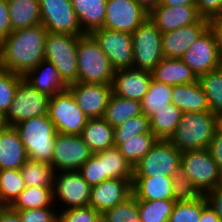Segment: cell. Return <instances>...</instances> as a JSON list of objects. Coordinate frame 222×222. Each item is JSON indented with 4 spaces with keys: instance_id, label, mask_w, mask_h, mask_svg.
<instances>
[{
    "instance_id": "cell-1",
    "label": "cell",
    "mask_w": 222,
    "mask_h": 222,
    "mask_svg": "<svg viewBox=\"0 0 222 222\" xmlns=\"http://www.w3.org/2000/svg\"><path fill=\"white\" fill-rule=\"evenodd\" d=\"M47 34L42 24L12 31L0 42V68L24 77L44 60Z\"/></svg>"
},
{
    "instance_id": "cell-2",
    "label": "cell",
    "mask_w": 222,
    "mask_h": 222,
    "mask_svg": "<svg viewBox=\"0 0 222 222\" xmlns=\"http://www.w3.org/2000/svg\"><path fill=\"white\" fill-rule=\"evenodd\" d=\"M217 116L211 112L183 113L169 141L179 151L207 149L216 133Z\"/></svg>"
},
{
    "instance_id": "cell-3",
    "label": "cell",
    "mask_w": 222,
    "mask_h": 222,
    "mask_svg": "<svg viewBox=\"0 0 222 222\" xmlns=\"http://www.w3.org/2000/svg\"><path fill=\"white\" fill-rule=\"evenodd\" d=\"M26 148L28 159L51 164L57 130L48 115L24 120L14 126Z\"/></svg>"
},
{
    "instance_id": "cell-4",
    "label": "cell",
    "mask_w": 222,
    "mask_h": 222,
    "mask_svg": "<svg viewBox=\"0 0 222 222\" xmlns=\"http://www.w3.org/2000/svg\"><path fill=\"white\" fill-rule=\"evenodd\" d=\"M78 82L111 85L115 69L91 34L81 35L77 46Z\"/></svg>"
},
{
    "instance_id": "cell-5",
    "label": "cell",
    "mask_w": 222,
    "mask_h": 222,
    "mask_svg": "<svg viewBox=\"0 0 222 222\" xmlns=\"http://www.w3.org/2000/svg\"><path fill=\"white\" fill-rule=\"evenodd\" d=\"M79 37L48 32L45 39L44 59L53 63L68 84L78 82L77 46Z\"/></svg>"
},
{
    "instance_id": "cell-6",
    "label": "cell",
    "mask_w": 222,
    "mask_h": 222,
    "mask_svg": "<svg viewBox=\"0 0 222 222\" xmlns=\"http://www.w3.org/2000/svg\"><path fill=\"white\" fill-rule=\"evenodd\" d=\"M50 96L34 89L24 78L17 86L13 101L4 114V121L7 126H15L18 123L48 115Z\"/></svg>"
},
{
    "instance_id": "cell-7",
    "label": "cell",
    "mask_w": 222,
    "mask_h": 222,
    "mask_svg": "<svg viewBox=\"0 0 222 222\" xmlns=\"http://www.w3.org/2000/svg\"><path fill=\"white\" fill-rule=\"evenodd\" d=\"M133 67L152 71L164 58L162 33L149 17L132 33Z\"/></svg>"
},
{
    "instance_id": "cell-8",
    "label": "cell",
    "mask_w": 222,
    "mask_h": 222,
    "mask_svg": "<svg viewBox=\"0 0 222 222\" xmlns=\"http://www.w3.org/2000/svg\"><path fill=\"white\" fill-rule=\"evenodd\" d=\"M182 152L169 140H158L133 167V177L169 176L180 167Z\"/></svg>"
},
{
    "instance_id": "cell-9",
    "label": "cell",
    "mask_w": 222,
    "mask_h": 222,
    "mask_svg": "<svg viewBox=\"0 0 222 222\" xmlns=\"http://www.w3.org/2000/svg\"><path fill=\"white\" fill-rule=\"evenodd\" d=\"M180 165L202 195L217 187L221 171L208 148L183 151Z\"/></svg>"
},
{
    "instance_id": "cell-10",
    "label": "cell",
    "mask_w": 222,
    "mask_h": 222,
    "mask_svg": "<svg viewBox=\"0 0 222 222\" xmlns=\"http://www.w3.org/2000/svg\"><path fill=\"white\" fill-rule=\"evenodd\" d=\"M48 116L63 134L80 135L88 121L68 89L50 97Z\"/></svg>"
},
{
    "instance_id": "cell-11",
    "label": "cell",
    "mask_w": 222,
    "mask_h": 222,
    "mask_svg": "<svg viewBox=\"0 0 222 222\" xmlns=\"http://www.w3.org/2000/svg\"><path fill=\"white\" fill-rule=\"evenodd\" d=\"M41 24L51 33L81 36L82 31L71 0H39Z\"/></svg>"
},
{
    "instance_id": "cell-12",
    "label": "cell",
    "mask_w": 222,
    "mask_h": 222,
    "mask_svg": "<svg viewBox=\"0 0 222 222\" xmlns=\"http://www.w3.org/2000/svg\"><path fill=\"white\" fill-rule=\"evenodd\" d=\"M53 198L54 201L57 200V202L60 200L62 203L61 205H63V210L89 206L91 186L82 177L79 171L55 172Z\"/></svg>"
},
{
    "instance_id": "cell-13",
    "label": "cell",
    "mask_w": 222,
    "mask_h": 222,
    "mask_svg": "<svg viewBox=\"0 0 222 222\" xmlns=\"http://www.w3.org/2000/svg\"><path fill=\"white\" fill-rule=\"evenodd\" d=\"M93 152L80 135L57 133L51 165L55 172L79 171Z\"/></svg>"
},
{
    "instance_id": "cell-14",
    "label": "cell",
    "mask_w": 222,
    "mask_h": 222,
    "mask_svg": "<svg viewBox=\"0 0 222 222\" xmlns=\"http://www.w3.org/2000/svg\"><path fill=\"white\" fill-rule=\"evenodd\" d=\"M197 77L222 66L214 33L208 28L180 58Z\"/></svg>"
},
{
    "instance_id": "cell-15",
    "label": "cell",
    "mask_w": 222,
    "mask_h": 222,
    "mask_svg": "<svg viewBox=\"0 0 222 222\" xmlns=\"http://www.w3.org/2000/svg\"><path fill=\"white\" fill-rule=\"evenodd\" d=\"M90 34L115 70L133 67L132 34L104 28L95 29Z\"/></svg>"
},
{
    "instance_id": "cell-16",
    "label": "cell",
    "mask_w": 222,
    "mask_h": 222,
    "mask_svg": "<svg viewBox=\"0 0 222 222\" xmlns=\"http://www.w3.org/2000/svg\"><path fill=\"white\" fill-rule=\"evenodd\" d=\"M148 17L135 0H107L102 28L132 34Z\"/></svg>"
},
{
    "instance_id": "cell-17",
    "label": "cell",
    "mask_w": 222,
    "mask_h": 222,
    "mask_svg": "<svg viewBox=\"0 0 222 222\" xmlns=\"http://www.w3.org/2000/svg\"><path fill=\"white\" fill-rule=\"evenodd\" d=\"M88 119L103 118L112 94V86L75 82L67 88Z\"/></svg>"
},
{
    "instance_id": "cell-18",
    "label": "cell",
    "mask_w": 222,
    "mask_h": 222,
    "mask_svg": "<svg viewBox=\"0 0 222 222\" xmlns=\"http://www.w3.org/2000/svg\"><path fill=\"white\" fill-rule=\"evenodd\" d=\"M152 74L136 68L117 69L112 81V94L141 101L148 92Z\"/></svg>"
},
{
    "instance_id": "cell-19",
    "label": "cell",
    "mask_w": 222,
    "mask_h": 222,
    "mask_svg": "<svg viewBox=\"0 0 222 222\" xmlns=\"http://www.w3.org/2000/svg\"><path fill=\"white\" fill-rule=\"evenodd\" d=\"M209 28V20L201 18L197 23L162 33L164 58L180 59L187 49Z\"/></svg>"
},
{
    "instance_id": "cell-20",
    "label": "cell",
    "mask_w": 222,
    "mask_h": 222,
    "mask_svg": "<svg viewBox=\"0 0 222 222\" xmlns=\"http://www.w3.org/2000/svg\"><path fill=\"white\" fill-rule=\"evenodd\" d=\"M133 179H108L91 187L89 206L104 213L132 195Z\"/></svg>"
},
{
    "instance_id": "cell-21",
    "label": "cell",
    "mask_w": 222,
    "mask_h": 222,
    "mask_svg": "<svg viewBox=\"0 0 222 222\" xmlns=\"http://www.w3.org/2000/svg\"><path fill=\"white\" fill-rule=\"evenodd\" d=\"M201 18L196 5L157 6L149 12V19L161 33L174 31L183 26L197 23Z\"/></svg>"
},
{
    "instance_id": "cell-22",
    "label": "cell",
    "mask_w": 222,
    "mask_h": 222,
    "mask_svg": "<svg viewBox=\"0 0 222 222\" xmlns=\"http://www.w3.org/2000/svg\"><path fill=\"white\" fill-rule=\"evenodd\" d=\"M28 159L26 148L14 126L0 130V170L21 169Z\"/></svg>"
},
{
    "instance_id": "cell-23",
    "label": "cell",
    "mask_w": 222,
    "mask_h": 222,
    "mask_svg": "<svg viewBox=\"0 0 222 222\" xmlns=\"http://www.w3.org/2000/svg\"><path fill=\"white\" fill-rule=\"evenodd\" d=\"M34 89L53 96L63 92L69 84L62 78L53 63L42 60L23 77Z\"/></svg>"
},
{
    "instance_id": "cell-24",
    "label": "cell",
    "mask_w": 222,
    "mask_h": 222,
    "mask_svg": "<svg viewBox=\"0 0 222 222\" xmlns=\"http://www.w3.org/2000/svg\"><path fill=\"white\" fill-rule=\"evenodd\" d=\"M172 177H133L132 195L137 200L173 199Z\"/></svg>"
},
{
    "instance_id": "cell-25",
    "label": "cell",
    "mask_w": 222,
    "mask_h": 222,
    "mask_svg": "<svg viewBox=\"0 0 222 222\" xmlns=\"http://www.w3.org/2000/svg\"><path fill=\"white\" fill-rule=\"evenodd\" d=\"M151 74L153 80L172 87L198 81L196 74L181 59L163 58Z\"/></svg>"
},
{
    "instance_id": "cell-26",
    "label": "cell",
    "mask_w": 222,
    "mask_h": 222,
    "mask_svg": "<svg viewBox=\"0 0 222 222\" xmlns=\"http://www.w3.org/2000/svg\"><path fill=\"white\" fill-rule=\"evenodd\" d=\"M171 104L183 113L210 111L199 81L173 86Z\"/></svg>"
},
{
    "instance_id": "cell-27",
    "label": "cell",
    "mask_w": 222,
    "mask_h": 222,
    "mask_svg": "<svg viewBox=\"0 0 222 222\" xmlns=\"http://www.w3.org/2000/svg\"><path fill=\"white\" fill-rule=\"evenodd\" d=\"M107 0H71L79 25L85 34L102 28Z\"/></svg>"
},
{
    "instance_id": "cell-28",
    "label": "cell",
    "mask_w": 222,
    "mask_h": 222,
    "mask_svg": "<svg viewBox=\"0 0 222 222\" xmlns=\"http://www.w3.org/2000/svg\"><path fill=\"white\" fill-rule=\"evenodd\" d=\"M80 136L93 153L115 146L114 128L104 118L88 119Z\"/></svg>"
},
{
    "instance_id": "cell-29",
    "label": "cell",
    "mask_w": 222,
    "mask_h": 222,
    "mask_svg": "<svg viewBox=\"0 0 222 222\" xmlns=\"http://www.w3.org/2000/svg\"><path fill=\"white\" fill-rule=\"evenodd\" d=\"M7 2L12 31L41 24L39 0H7Z\"/></svg>"
},
{
    "instance_id": "cell-30",
    "label": "cell",
    "mask_w": 222,
    "mask_h": 222,
    "mask_svg": "<svg viewBox=\"0 0 222 222\" xmlns=\"http://www.w3.org/2000/svg\"><path fill=\"white\" fill-rule=\"evenodd\" d=\"M158 140L154 133H143L131 138H114V145L134 167Z\"/></svg>"
},
{
    "instance_id": "cell-31",
    "label": "cell",
    "mask_w": 222,
    "mask_h": 222,
    "mask_svg": "<svg viewBox=\"0 0 222 222\" xmlns=\"http://www.w3.org/2000/svg\"><path fill=\"white\" fill-rule=\"evenodd\" d=\"M142 114L141 101L111 94L103 118L113 127Z\"/></svg>"
},
{
    "instance_id": "cell-32",
    "label": "cell",
    "mask_w": 222,
    "mask_h": 222,
    "mask_svg": "<svg viewBox=\"0 0 222 222\" xmlns=\"http://www.w3.org/2000/svg\"><path fill=\"white\" fill-rule=\"evenodd\" d=\"M102 158L103 175L108 179H133V167L120 152L113 146L96 152Z\"/></svg>"
},
{
    "instance_id": "cell-33",
    "label": "cell",
    "mask_w": 222,
    "mask_h": 222,
    "mask_svg": "<svg viewBox=\"0 0 222 222\" xmlns=\"http://www.w3.org/2000/svg\"><path fill=\"white\" fill-rule=\"evenodd\" d=\"M183 112L173 104L149 117L150 128L159 140H169L178 127Z\"/></svg>"
},
{
    "instance_id": "cell-34",
    "label": "cell",
    "mask_w": 222,
    "mask_h": 222,
    "mask_svg": "<svg viewBox=\"0 0 222 222\" xmlns=\"http://www.w3.org/2000/svg\"><path fill=\"white\" fill-rule=\"evenodd\" d=\"M53 187H26L9 206L12 210L56 207ZM53 204V205H52Z\"/></svg>"
},
{
    "instance_id": "cell-35",
    "label": "cell",
    "mask_w": 222,
    "mask_h": 222,
    "mask_svg": "<svg viewBox=\"0 0 222 222\" xmlns=\"http://www.w3.org/2000/svg\"><path fill=\"white\" fill-rule=\"evenodd\" d=\"M20 172L26 187H53L55 170L51 164L27 159Z\"/></svg>"
},
{
    "instance_id": "cell-36",
    "label": "cell",
    "mask_w": 222,
    "mask_h": 222,
    "mask_svg": "<svg viewBox=\"0 0 222 222\" xmlns=\"http://www.w3.org/2000/svg\"><path fill=\"white\" fill-rule=\"evenodd\" d=\"M172 99V86L152 79L148 92L141 100L142 114L151 117L162 108L169 107Z\"/></svg>"
},
{
    "instance_id": "cell-37",
    "label": "cell",
    "mask_w": 222,
    "mask_h": 222,
    "mask_svg": "<svg viewBox=\"0 0 222 222\" xmlns=\"http://www.w3.org/2000/svg\"><path fill=\"white\" fill-rule=\"evenodd\" d=\"M198 81L206 95L210 111L216 116L222 115V66L200 75Z\"/></svg>"
},
{
    "instance_id": "cell-38",
    "label": "cell",
    "mask_w": 222,
    "mask_h": 222,
    "mask_svg": "<svg viewBox=\"0 0 222 222\" xmlns=\"http://www.w3.org/2000/svg\"><path fill=\"white\" fill-rule=\"evenodd\" d=\"M25 188L20 169L0 170V207L10 206Z\"/></svg>"
},
{
    "instance_id": "cell-39",
    "label": "cell",
    "mask_w": 222,
    "mask_h": 222,
    "mask_svg": "<svg viewBox=\"0 0 222 222\" xmlns=\"http://www.w3.org/2000/svg\"><path fill=\"white\" fill-rule=\"evenodd\" d=\"M175 203L173 199L138 200L141 222H168Z\"/></svg>"
},
{
    "instance_id": "cell-40",
    "label": "cell",
    "mask_w": 222,
    "mask_h": 222,
    "mask_svg": "<svg viewBox=\"0 0 222 222\" xmlns=\"http://www.w3.org/2000/svg\"><path fill=\"white\" fill-rule=\"evenodd\" d=\"M207 204L205 195L189 202H176L168 222H199L202 209Z\"/></svg>"
},
{
    "instance_id": "cell-41",
    "label": "cell",
    "mask_w": 222,
    "mask_h": 222,
    "mask_svg": "<svg viewBox=\"0 0 222 222\" xmlns=\"http://www.w3.org/2000/svg\"><path fill=\"white\" fill-rule=\"evenodd\" d=\"M172 182V194L175 202H189L202 196L181 165L173 174Z\"/></svg>"
},
{
    "instance_id": "cell-42",
    "label": "cell",
    "mask_w": 222,
    "mask_h": 222,
    "mask_svg": "<svg viewBox=\"0 0 222 222\" xmlns=\"http://www.w3.org/2000/svg\"><path fill=\"white\" fill-rule=\"evenodd\" d=\"M104 215L108 222H141L138 200L133 195L105 211Z\"/></svg>"
},
{
    "instance_id": "cell-43",
    "label": "cell",
    "mask_w": 222,
    "mask_h": 222,
    "mask_svg": "<svg viewBox=\"0 0 222 222\" xmlns=\"http://www.w3.org/2000/svg\"><path fill=\"white\" fill-rule=\"evenodd\" d=\"M23 78L8 70L0 68V112L4 115L11 105L18 83Z\"/></svg>"
},
{
    "instance_id": "cell-44",
    "label": "cell",
    "mask_w": 222,
    "mask_h": 222,
    "mask_svg": "<svg viewBox=\"0 0 222 222\" xmlns=\"http://www.w3.org/2000/svg\"><path fill=\"white\" fill-rule=\"evenodd\" d=\"M143 133H153L149 118L144 114L131 118L114 128V138H131Z\"/></svg>"
},
{
    "instance_id": "cell-45",
    "label": "cell",
    "mask_w": 222,
    "mask_h": 222,
    "mask_svg": "<svg viewBox=\"0 0 222 222\" xmlns=\"http://www.w3.org/2000/svg\"><path fill=\"white\" fill-rule=\"evenodd\" d=\"M79 172L91 187L106 180V175H103L102 158L97 153L92 154L81 166Z\"/></svg>"
},
{
    "instance_id": "cell-46",
    "label": "cell",
    "mask_w": 222,
    "mask_h": 222,
    "mask_svg": "<svg viewBox=\"0 0 222 222\" xmlns=\"http://www.w3.org/2000/svg\"><path fill=\"white\" fill-rule=\"evenodd\" d=\"M99 214L91 206L74 207L59 212V222H93Z\"/></svg>"
},
{
    "instance_id": "cell-47",
    "label": "cell",
    "mask_w": 222,
    "mask_h": 222,
    "mask_svg": "<svg viewBox=\"0 0 222 222\" xmlns=\"http://www.w3.org/2000/svg\"><path fill=\"white\" fill-rule=\"evenodd\" d=\"M54 208L56 207L14 211L18 212L22 222H59V214L54 211Z\"/></svg>"
},
{
    "instance_id": "cell-48",
    "label": "cell",
    "mask_w": 222,
    "mask_h": 222,
    "mask_svg": "<svg viewBox=\"0 0 222 222\" xmlns=\"http://www.w3.org/2000/svg\"><path fill=\"white\" fill-rule=\"evenodd\" d=\"M196 7L199 15L208 20L222 14V0H196Z\"/></svg>"
},
{
    "instance_id": "cell-49",
    "label": "cell",
    "mask_w": 222,
    "mask_h": 222,
    "mask_svg": "<svg viewBox=\"0 0 222 222\" xmlns=\"http://www.w3.org/2000/svg\"><path fill=\"white\" fill-rule=\"evenodd\" d=\"M11 32L8 2L7 0H0V42Z\"/></svg>"
},
{
    "instance_id": "cell-50",
    "label": "cell",
    "mask_w": 222,
    "mask_h": 222,
    "mask_svg": "<svg viewBox=\"0 0 222 222\" xmlns=\"http://www.w3.org/2000/svg\"><path fill=\"white\" fill-rule=\"evenodd\" d=\"M205 197L222 222V188L210 190Z\"/></svg>"
},
{
    "instance_id": "cell-51",
    "label": "cell",
    "mask_w": 222,
    "mask_h": 222,
    "mask_svg": "<svg viewBox=\"0 0 222 222\" xmlns=\"http://www.w3.org/2000/svg\"><path fill=\"white\" fill-rule=\"evenodd\" d=\"M208 149L213 160L216 162L220 171H222V136L215 133Z\"/></svg>"
},
{
    "instance_id": "cell-52",
    "label": "cell",
    "mask_w": 222,
    "mask_h": 222,
    "mask_svg": "<svg viewBox=\"0 0 222 222\" xmlns=\"http://www.w3.org/2000/svg\"><path fill=\"white\" fill-rule=\"evenodd\" d=\"M209 28L214 33L217 47L222 56V14L209 19Z\"/></svg>"
},
{
    "instance_id": "cell-53",
    "label": "cell",
    "mask_w": 222,
    "mask_h": 222,
    "mask_svg": "<svg viewBox=\"0 0 222 222\" xmlns=\"http://www.w3.org/2000/svg\"><path fill=\"white\" fill-rule=\"evenodd\" d=\"M0 222H22V219L17 211L9 206H3L0 207Z\"/></svg>"
},
{
    "instance_id": "cell-54",
    "label": "cell",
    "mask_w": 222,
    "mask_h": 222,
    "mask_svg": "<svg viewBox=\"0 0 222 222\" xmlns=\"http://www.w3.org/2000/svg\"><path fill=\"white\" fill-rule=\"evenodd\" d=\"M199 222H221L216 212L213 210V208L207 204L203 209L201 213V218Z\"/></svg>"
},
{
    "instance_id": "cell-55",
    "label": "cell",
    "mask_w": 222,
    "mask_h": 222,
    "mask_svg": "<svg viewBox=\"0 0 222 222\" xmlns=\"http://www.w3.org/2000/svg\"><path fill=\"white\" fill-rule=\"evenodd\" d=\"M183 5H196V0H160L158 6H183Z\"/></svg>"
},
{
    "instance_id": "cell-56",
    "label": "cell",
    "mask_w": 222,
    "mask_h": 222,
    "mask_svg": "<svg viewBox=\"0 0 222 222\" xmlns=\"http://www.w3.org/2000/svg\"><path fill=\"white\" fill-rule=\"evenodd\" d=\"M135 1L148 12L157 7L160 3V0H135Z\"/></svg>"
},
{
    "instance_id": "cell-57",
    "label": "cell",
    "mask_w": 222,
    "mask_h": 222,
    "mask_svg": "<svg viewBox=\"0 0 222 222\" xmlns=\"http://www.w3.org/2000/svg\"><path fill=\"white\" fill-rule=\"evenodd\" d=\"M216 133L222 136V115L217 116Z\"/></svg>"
},
{
    "instance_id": "cell-58",
    "label": "cell",
    "mask_w": 222,
    "mask_h": 222,
    "mask_svg": "<svg viewBox=\"0 0 222 222\" xmlns=\"http://www.w3.org/2000/svg\"><path fill=\"white\" fill-rule=\"evenodd\" d=\"M93 222H108V219L104 215V213H99Z\"/></svg>"
},
{
    "instance_id": "cell-59",
    "label": "cell",
    "mask_w": 222,
    "mask_h": 222,
    "mask_svg": "<svg viewBox=\"0 0 222 222\" xmlns=\"http://www.w3.org/2000/svg\"><path fill=\"white\" fill-rule=\"evenodd\" d=\"M5 126L4 115L0 112V130H2Z\"/></svg>"
},
{
    "instance_id": "cell-60",
    "label": "cell",
    "mask_w": 222,
    "mask_h": 222,
    "mask_svg": "<svg viewBox=\"0 0 222 222\" xmlns=\"http://www.w3.org/2000/svg\"><path fill=\"white\" fill-rule=\"evenodd\" d=\"M216 188H222V171L220 173L219 182Z\"/></svg>"
}]
</instances>
